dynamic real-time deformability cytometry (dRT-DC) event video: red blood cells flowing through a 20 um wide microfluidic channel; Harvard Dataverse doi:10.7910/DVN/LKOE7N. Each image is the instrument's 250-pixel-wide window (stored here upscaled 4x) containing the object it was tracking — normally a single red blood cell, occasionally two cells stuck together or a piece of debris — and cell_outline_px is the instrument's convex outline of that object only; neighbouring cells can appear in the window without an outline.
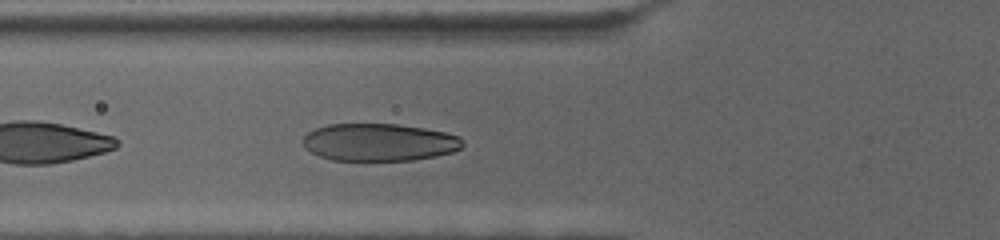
{"species": "human", "species_latin": "Homo sapiens", "temperature_condition": "cold", "stored_images_in_passage": 48, "camera_frame_rate_fps": 3000, "um_per_image_px": 0.085, "donor": {"sex": "female"}, "frame": {"image": 1, "passage_image": 5, "time_ms": 1.333, "image_size_px": [1000, 240], "cell_outline_px": [[464, 144], [460, 148], [452, 152], [436, 156], [412, 160], [332, 160], [320, 156], [304, 148], [300, 140], [308, 132], [316, 128], [328, 124], [396, 124], [424, 128], [444, 132], [460, 136], [464, 140]], "centroid_in_image_um": [32.21, 12.09], "position_along_channel_um": 93.6, "area_um2": 35.03}}
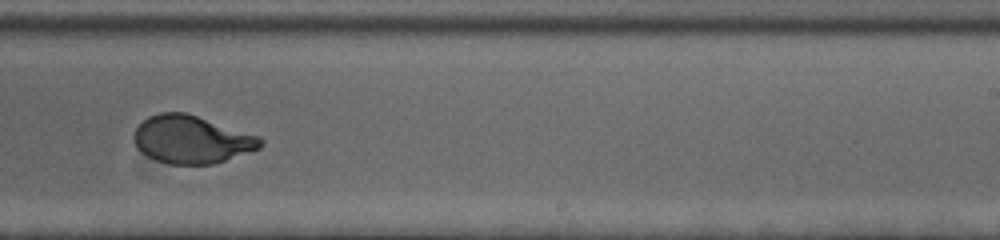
{"frame": {"image": 2, "passage_image": 23, "time_ms": 7.333, "image_size_px": [1000, 240], "cell_outline_px": [[264, 144], [260, 148], [212, 164], [168, 164], [156, 160], [148, 156], [136, 148], [132, 136], [136, 128], [148, 116], [160, 112], [184, 112], [260, 136], [264, 140]], "centroid_in_image_um": [16.27, 11.85], "position_along_channel_um": 272.7, "area_um2": 35.14}}
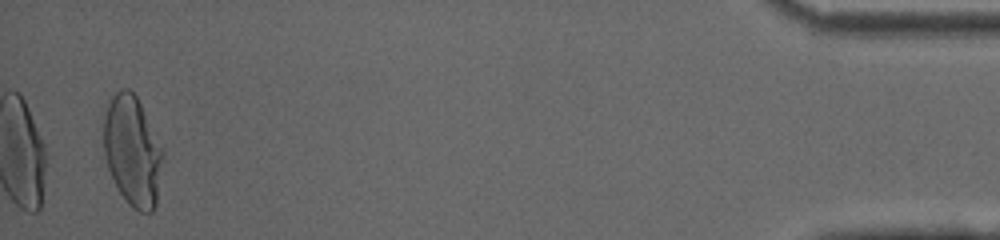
{"frame": {"image": 3, "passage_image": 46, "time_ms": 15.0, "image_size_px": [1000, 240], "cell_outline_px": [[164, 156], [156, 204], [152, 212], [140, 212], [132, 208], [128, 204], [120, 192], [108, 168], [104, 156], [104, 116], [108, 104], [112, 96], [120, 88], [128, 88], [136, 96], [164, 152]], "centroid_in_image_um": [11.26, 12.85], "position_along_channel_um": 423.9, "area_um2": 37.74}}